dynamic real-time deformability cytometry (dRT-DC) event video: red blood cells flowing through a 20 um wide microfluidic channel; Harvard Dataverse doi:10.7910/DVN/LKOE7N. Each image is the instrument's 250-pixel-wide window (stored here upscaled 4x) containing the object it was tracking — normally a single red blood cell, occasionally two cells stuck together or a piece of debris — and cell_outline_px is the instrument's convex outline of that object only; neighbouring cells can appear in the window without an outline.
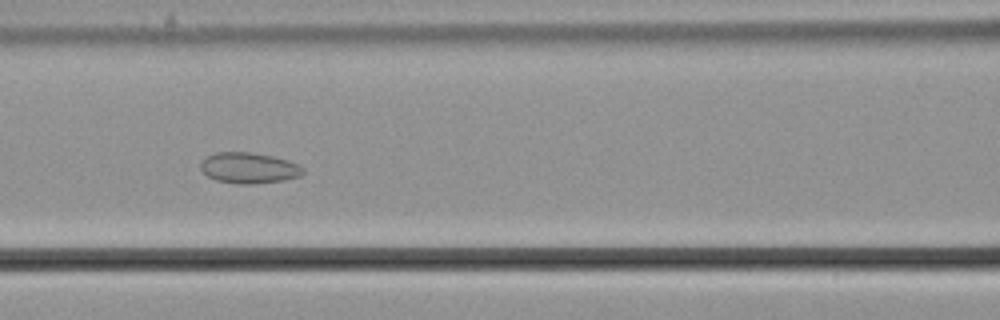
{"species": "common noctule bat (a hibernating species)", "species_latin": "Nyctalus noctula", "temperature_condition": "cold", "stored_images_in_passage": 41, "camera_frame_rate_fps": 3000, "um_per_image_px": 0.085, "animal": {"sex": "male", "body_mass_g": 21.5, "forearm_length_mm": 52.0}, "frame": {"image": 1, "passage_image": 19, "time_ms": 6.0, "image_size_px": [1000, 320], "cell_outline_px": [[304, 172], [300, 176], [284, 180], [256, 184], [240, 184], [216, 180], [208, 176], [200, 168], [200, 164], [204, 156], [216, 152], [252, 152], [272, 156], [288, 160], [300, 164], [304, 168]], "centroid_in_image_um": [21.16, 14.27], "position_along_channel_um": 145.4, "area_um2": 18.61}}
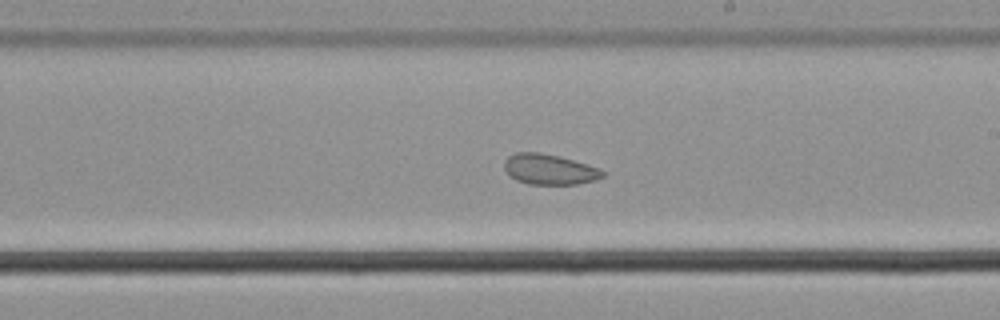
{"frame": {"image": 2, "passage_image": 27, "time_ms": 8.667, "image_size_px": [1000, 320], "cell_outline_px": [[604, 176], [596, 180], [576, 184], [528, 184], [516, 180], [508, 176], [504, 168], [504, 160], [508, 156], [516, 152], [540, 152], [560, 156], [588, 164], [600, 168], [604, 172]], "centroid_in_image_um": [46.68, 14.39], "position_along_channel_um": 242.3, "area_um2": 17.69}}
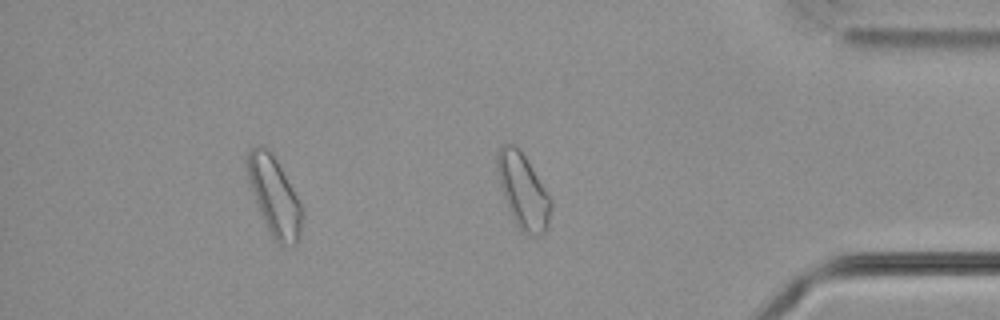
{"frame": {"image": 3, "passage_image": 41, "time_ms": 13.333, "image_size_px": [1000, 320], "cell_outline_px": [[552, 208], [548, 228], [540, 236], [532, 236], [524, 232], [516, 224], [508, 208], [500, 184], [496, 168], [496, 152], [500, 144], [512, 144], [524, 156], [552, 200]], "centroid_in_image_um": [44.46, 16.26], "position_along_channel_um": 390.7, "area_um2": 23.18}, "authors_computed_cell_mechanics": {"area_um2": 18.9584, "velocity_mm_per_s": 3.638, "shape_relaxation_time_tau1_ms": null, "shape_relaxation_time_tau2_ms": 2.7748, "deformation_change_tau1": null, "deformation_change_tau2": 0.0672}}